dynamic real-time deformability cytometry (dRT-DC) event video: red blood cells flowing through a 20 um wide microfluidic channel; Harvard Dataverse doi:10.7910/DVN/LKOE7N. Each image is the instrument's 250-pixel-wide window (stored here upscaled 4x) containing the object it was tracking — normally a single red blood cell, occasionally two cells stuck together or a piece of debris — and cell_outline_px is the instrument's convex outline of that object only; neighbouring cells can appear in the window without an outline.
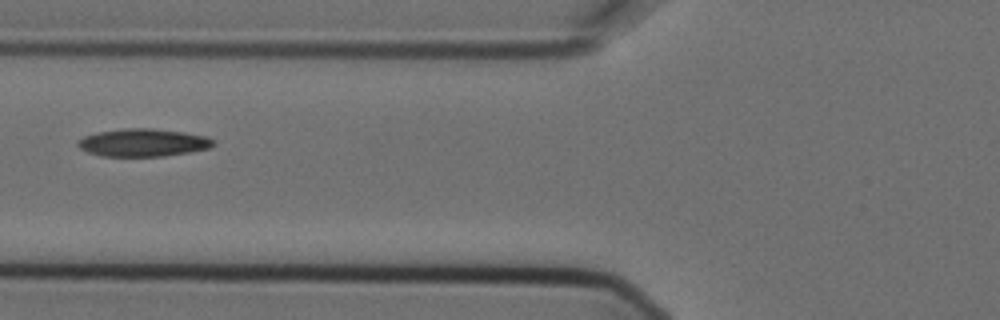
{"species": "Egyptian fruit bat (a non-hibernating species)", "species_latin": "Rousettus aegyptiacus", "temperature_condition": "cold", "stored_images_in_passage": 6, "camera_frame_rate_fps": 3000, "um_per_image_px": 0.085, "animal": {"sex": "female"}, "frame": {"image": 1, "passage_image": 4, "time_ms": 1.0, "image_size_px": [1000, 320], "cell_outline_px": [[216, 144], [208, 148], [188, 152], [164, 156], [100, 156], [88, 152], [80, 148], [76, 144], [76, 140], [84, 136], [96, 132], [124, 128], [152, 128], [184, 132], [208, 136]], "centroid_in_image_um": [12.13, 12.11], "position_along_channel_um": 113.7, "area_um2": 22.02}}
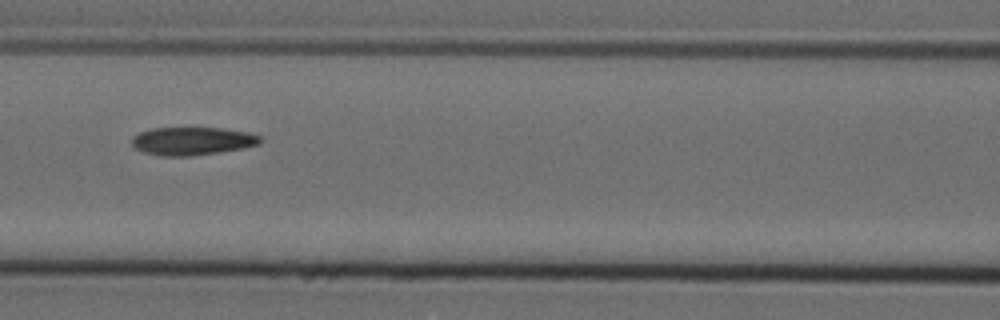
{"frame": {"image": 2, "passage_image": 5, "time_ms": 1.333, "image_size_px": [1000, 320], "cell_outline_px": [[264, 140], [260, 144], [244, 148], [220, 152], [192, 156], [160, 156], [144, 152], [136, 148], [132, 144], [132, 136], [140, 132], [152, 128], [220, 128], [248, 132], [260, 136]], "centroid_in_image_um": [16.37, 11.99], "position_along_channel_um": 150.2, "area_um2": 21.1}}
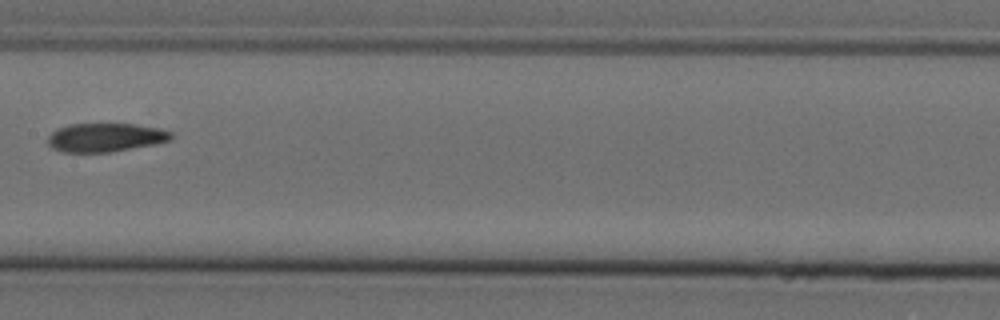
{"frame": {"image": 3, "passage_image": 6, "time_ms": 1.667, "image_size_px": [1000, 320], "cell_outline_px": [[172, 140], [156, 144], [112, 152], [64, 152], [52, 148], [48, 144], [48, 136], [56, 128], [68, 124], [136, 124], [160, 128], [172, 132]], "centroid_in_image_um": [8.98, 11.68], "position_along_channel_um": 198.4, "area_um2": 20.81}}